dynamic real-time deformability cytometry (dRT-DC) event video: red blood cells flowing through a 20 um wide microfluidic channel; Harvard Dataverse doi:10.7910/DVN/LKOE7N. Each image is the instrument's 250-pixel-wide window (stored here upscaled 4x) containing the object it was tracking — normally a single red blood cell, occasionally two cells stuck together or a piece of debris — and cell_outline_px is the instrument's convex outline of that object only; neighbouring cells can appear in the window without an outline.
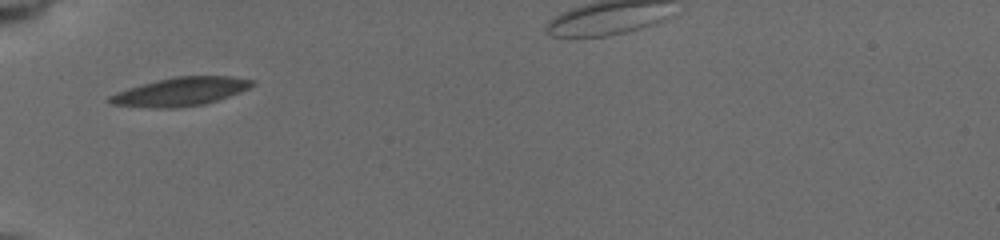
{"species": "common noctule bat (a hibernating species)", "species_latin": "Nyctalus noctula", "temperature_condition": "cold", "stored_images_in_passage": 3, "camera_frame_rate_fps": 3000, "um_per_image_px": 0.085, "animal": {"sex": "female", "body_mass_g": 19.5, "forearm_length_mm": 54.1}, "frame": {"image": 1, "passage_image": 1, "time_ms": 0.0, "image_size_px": [1000, 240], "cell_outline_px": [[256, 84], [240, 92], [204, 104], [176, 108], [148, 108], [112, 104], [104, 100], [108, 96], [116, 92], [128, 88], [156, 80], [172, 76], [228, 76], [252, 80]], "centroid_in_image_um": [15.28, 7.79], "position_along_channel_um": 69.7, "area_um2": 23.7}}